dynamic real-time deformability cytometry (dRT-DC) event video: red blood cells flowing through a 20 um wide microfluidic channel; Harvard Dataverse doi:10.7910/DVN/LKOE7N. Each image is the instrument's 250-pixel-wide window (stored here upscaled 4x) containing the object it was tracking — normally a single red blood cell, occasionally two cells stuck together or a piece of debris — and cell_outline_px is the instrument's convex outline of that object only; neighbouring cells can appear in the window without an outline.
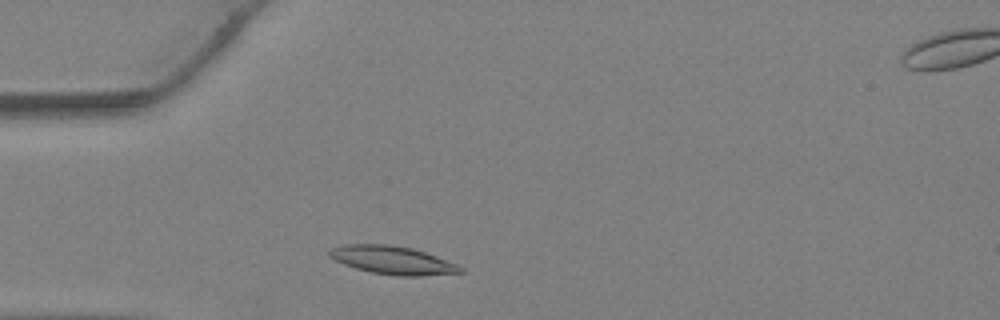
{"species": "Egyptian fruit bat (a non-hibernating species)", "species_latin": "Rousettus aegyptiacus", "temperature_condition": "warm", "stored_images_in_passage": 21, "camera_frame_rate_fps": 3000, "um_per_image_px": 0.085, "animal": {"sex": "female"}, "frame": {"image": 1, "passage_image": 2, "time_ms": 0.333, "image_size_px": [1000, 320], "cell_outline_px": [[464, 272], [420, 276], [396, 276], [372, 272], [356, 268], [344, 264], [328, 256], [328, 252], [332, 248], [348, 244], [388, 244], [412, 248], [436, 256], [456, 264], [464, 268]], "centroid_in_image_um": [33.37, 22.12], "position_along_channel_um": 51.6, "area_um2": 21.33}}
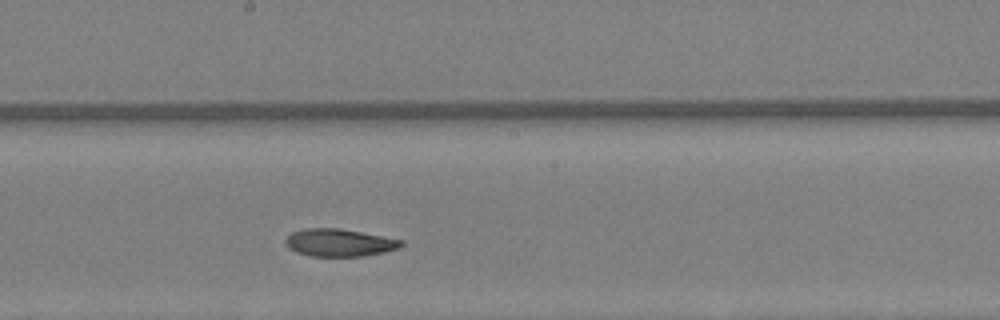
{"frame": {"image": 2, "passage_image": 12, "time_ms": 3.667, "image_size_px": [1000, 320], "cell_outline_px": [[404, 244], [396, 248], [384, 252], [364, 256], [312, 256], [296, 252], [288, 248], [284, 244], [284, 240], [292, 232], [304, 228], [340, 228], [384, 236], [404, 240]], "centroid_in_image_um": [28.82, 20.62], "position_along_channel_um": 219.4, "area_um2": 18.67}}
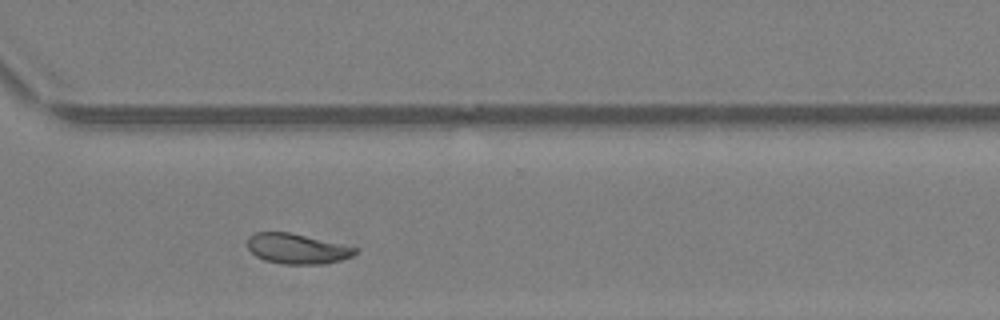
{"frame": {"image": 3, "passage_image": 19, "time_ms": 6.0, "image_size_px": [1000, 320], "cell_outline_px": [[360, 248], [352, 256], [340, 260], [324, 264], [284, 264], [264, 260], [256, 256], [248, 248], [248, 236], [256, 232], [288, 232]], "centroid_in_image_um": [25.25, 21.14], "position_along_channel_um": 345.4, "area_um2": 18.84}}